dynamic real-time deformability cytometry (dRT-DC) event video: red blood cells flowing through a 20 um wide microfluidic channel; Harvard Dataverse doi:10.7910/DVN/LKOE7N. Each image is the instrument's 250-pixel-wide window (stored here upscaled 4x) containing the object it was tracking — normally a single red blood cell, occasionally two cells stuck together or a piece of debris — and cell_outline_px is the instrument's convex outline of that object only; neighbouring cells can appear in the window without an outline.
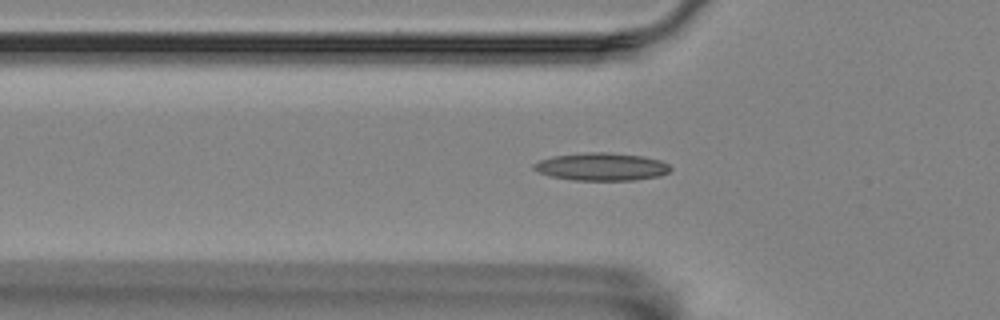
{"species": "Egyptian fruit bat (a non-hibernating species)", "species_latin": "Rousettus aegyptiacus", "temperature_condition": "room temperature", "stored_images_in_passage": 50, "camera_frame_rate_fps": 3000, "um_per_image_px": 0.085, "animal": {"sex": "female"}, "frame": {"image": 1, "passage_image": 18, "time_ms": 5.667, "image_size_px": [1000, 320], "cell_outline_px": [[672, 168], [668, 172], [660, 176], [636, 180], [572, 180], [548, 176], [532, 168], [532, 164], [540, 160], [552, 156], [584, 152], [608, 152], [644, 156], [660, 160], [668, 164]], "centroid_in_image_um": [51.12, 14.17], "position_along_channel_um": 74.7, "area_um2": 22.31}}
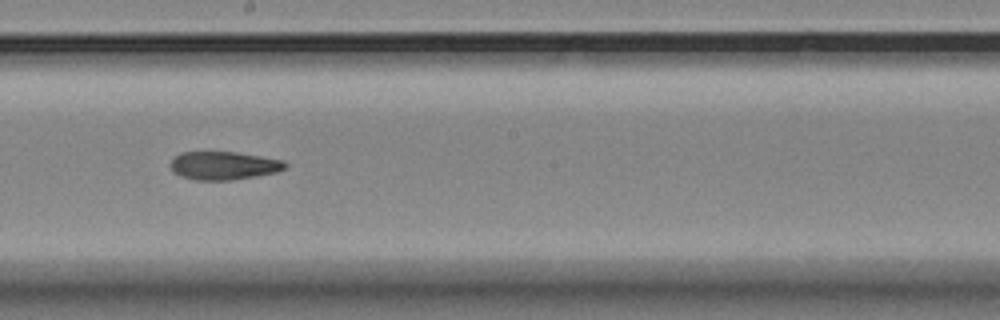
{"frame": {"image": 2, "passage_image": 31, "time_ms": 10.0, "image_size_px": [1000, 320], "cell_outline_px": [[288, 164], [284, 168], [276, 172], [256, 176], [232, 180], [196, 180], [180, 176], [172, 172], [172, 160], [180, 152], [236, 152], [284, 160]], "centroid_in_image_um": [19.02, 14.08], "position_along_channel_um": 229.2, "area_um2": 18.79}}
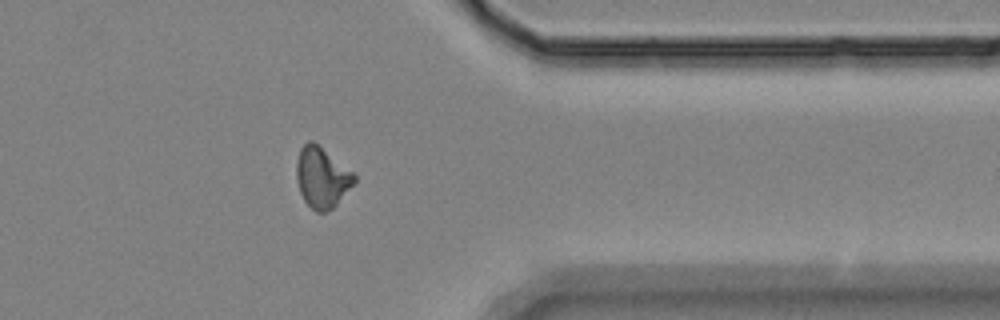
{"frame": {"image": 3, "passage_image": 45, "time_ms": 14.667, "image_size_px": [1000, 320], "cell_outline_px": [[356, 180], [336, 204], [332, 208], [324, 212], [316, 212], [304, 200], [300, 192], [296, 180], [296, 160], [300, 148], [308, 140], [312, 140], [352, 172], [356, 176]], "centroid_in_image_um": [27.32, 15.07], "position_along_channel_um": 384.1, "area_um2": 20.06}}